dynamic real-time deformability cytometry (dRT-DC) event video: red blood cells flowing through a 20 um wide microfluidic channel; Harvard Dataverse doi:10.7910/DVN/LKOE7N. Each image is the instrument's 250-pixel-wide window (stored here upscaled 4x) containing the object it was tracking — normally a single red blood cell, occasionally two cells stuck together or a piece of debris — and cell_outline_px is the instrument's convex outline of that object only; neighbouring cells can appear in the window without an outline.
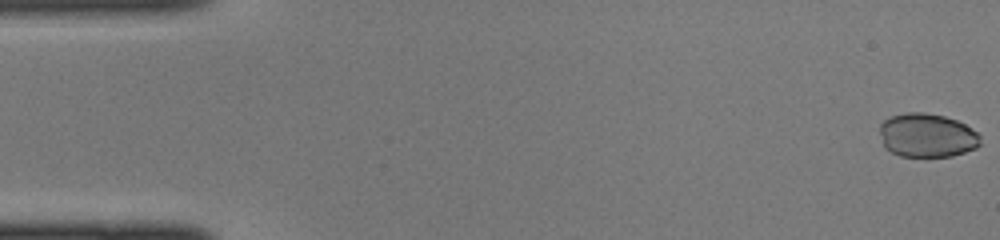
{"species": "common noctule bat (a hibernating species)", "species_latin": "Nyctalus noctula", "temperature_condition": "cold", "stored_images_in_passage": 45, "camera_frame_rate_fps": 3000, "um_per_image_px": 0.085, "animal": {"sex": "female", "body_mass_g": 22.0, "forearm_length_mm": 56.7}, "frame": {"image": 1, "passage_image": 1, "time_ms": 0.0, "image_size_px": [1000, 240], "cell_outline_px": [[980, 144], [976, 148], [952, 156], [900, 156], [884, 148], [880, 132], [880, 124], [884, 120], [892, 116], [908, 112], [924, 112], [944, 116], [956, 120], [964, 124], [976, 132], [980, 136]], "centroid_in_image_um": [78.78, 11.5], "position_along_channel_um": 6.2, "area_um2": 25.61}}
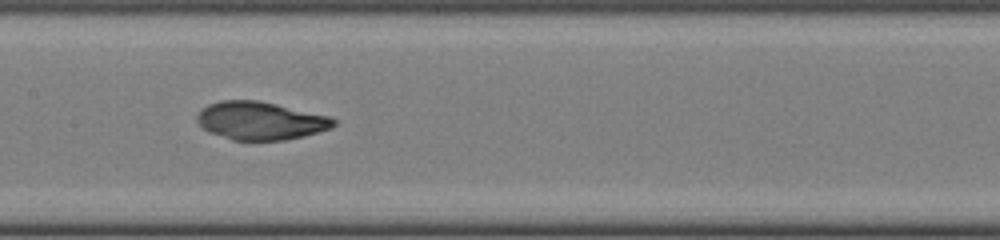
{"frame": {"image": 2, "passage_image": 22, "time_ms": 7.0, "image_size_px": [1000, 240], "cell_outline_px": [[336, 124], [332, 128], [304, 136], [284, 140], [232, 140], [208, 132], [196, 120], [196, 116], [200, 108], [208, 104], [220, 100], [256, 100], [276, 104], [328, 116], [336, 120]], "centroid_in_image_um": [22.1, 10.26], "position_along_channel_um": 185.3, "area_um2": 30.29}}
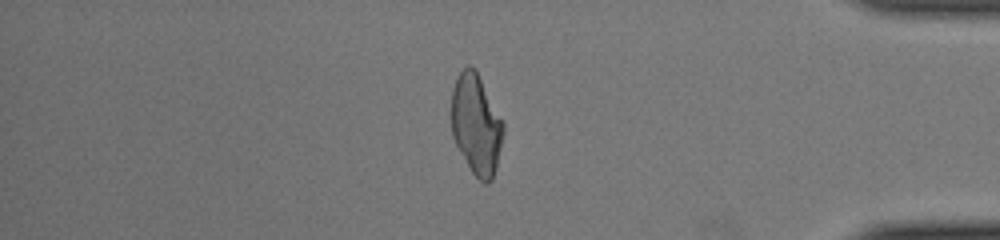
{"frame": {"image": 3, "passage_image": 38, "time_ms": 12.333, "image_size_px": [1000, 240], "cell_outline_px": [[504, 132], [496, 168], [492, 180], [488, 184], [484, 184], [472, 172], [456, 144], [452, 136], [452, 88], [456, 76], [468, 64], [472, 64], [476, 68], [504, 124]], "centroid_in_image_um": [40.48, 10.55], "position_along_channel_um": 394.7, "area_um2": 30.4}}